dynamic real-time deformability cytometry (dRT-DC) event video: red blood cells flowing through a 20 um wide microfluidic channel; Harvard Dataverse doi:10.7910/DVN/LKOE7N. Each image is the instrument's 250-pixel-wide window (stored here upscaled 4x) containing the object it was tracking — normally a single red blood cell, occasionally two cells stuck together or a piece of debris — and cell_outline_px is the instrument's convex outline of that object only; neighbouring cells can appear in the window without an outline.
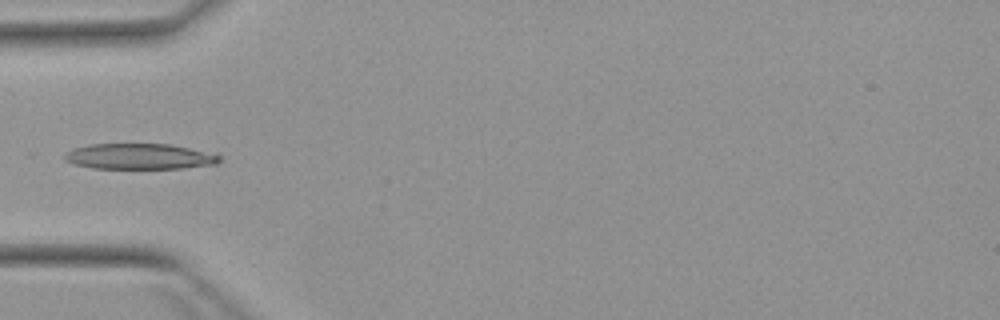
{"species": "Egyptian fruit bat (a non-hibernating species)", "species_latin": "Rousettus aegyptiacus", "temperature_condition": "warm", "stored_images_in_passage": 3, "camera_frame_rate_fps": 3000, "um_per_image_px": 0.085, "animal": {"sex": "female"}, "frame": {"image": 1, "passage_image": 1, "time_ms": 0.0, "image_size_px": [1000, 320], "cell_outline_px": [[220, 164], [184, 168], [92, 168], [72, 164], [64, 160], [64, 156], [72, 148], [88, 144], [168, 144], [216, 152], [220, 156]], "centroid_in_image_um": [11.91, 13.29], "position_along_channel_um": 73.1, "area_um2": 23.52}}
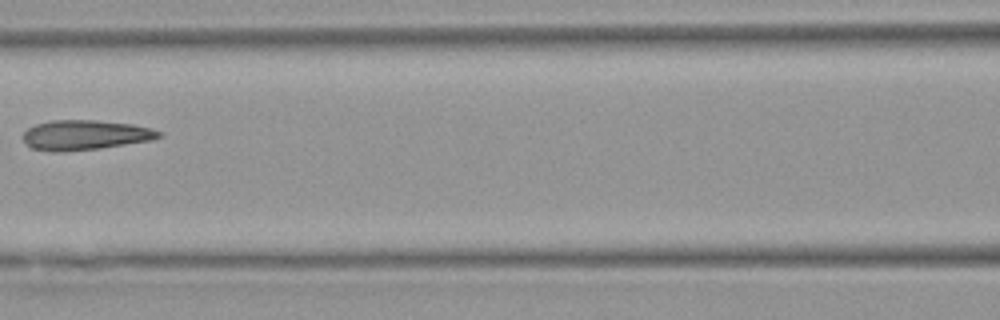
{"frame": {"image": 2, "passage_image": 3, "time_ms": 3.333, "image_size_px": [1000, 320], "cell_outline_px": [[160, 136], [152, 140], [100, 148], [64, 152], [52, 152], [32, 148], [24, 140], [24, 132], [28, 128], [36, 124], [52, 120], [96, 120], [132, 124], [152, 128], [160, 132]], "centroid_in_image_um": [7.23, 11.48], "position_along_channel_um": 159.4, "area_um2": 23.52}}